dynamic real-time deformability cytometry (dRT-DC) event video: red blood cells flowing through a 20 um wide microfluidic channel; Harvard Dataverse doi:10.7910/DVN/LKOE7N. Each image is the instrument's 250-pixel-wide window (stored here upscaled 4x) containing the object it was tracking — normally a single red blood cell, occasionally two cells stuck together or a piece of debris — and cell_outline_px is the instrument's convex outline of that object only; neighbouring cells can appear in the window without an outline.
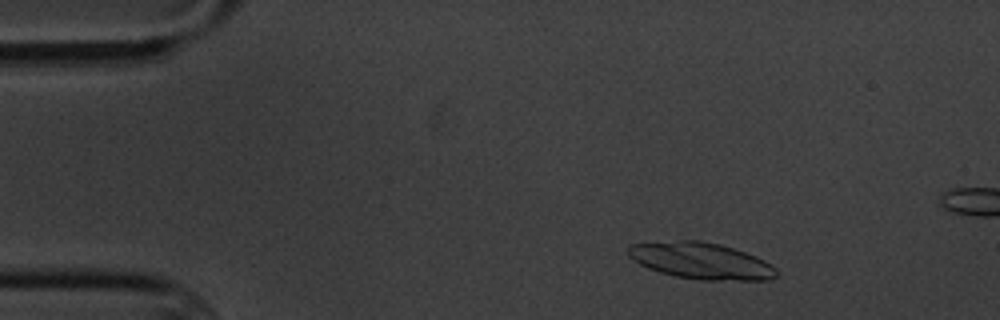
{"species": "common noctule bat (a hibernating species)", "species_latin": "Nyctalus noctula", "temperature_condition": "cold", "stored_images_in_passage": 4, "camera_frame_rate_fps": 3000, "um_per_image_px": 0.085, "animal": {"sex": "male", "body_mass_g": 20.1, "forearm_length_mm": 53.5}, "frame": {"image": 1, "passage_image": 1, "time_ms": 0.0, "image_size_px": [1000, 320], "cell_outline_px": [[776, 276], [768, 280], [700, 280], [676, 276], [660, 272], [648, 268], [632, 260], [628, 256], [628, 244], [680, 240], [700, 240], [720, 244], [756, 256], [764, 260], [776, 268]], "centroid_in_image_um": [59.56, 22.16], "position_along_channel_um": 25.4, "area_um2": 31.5}}